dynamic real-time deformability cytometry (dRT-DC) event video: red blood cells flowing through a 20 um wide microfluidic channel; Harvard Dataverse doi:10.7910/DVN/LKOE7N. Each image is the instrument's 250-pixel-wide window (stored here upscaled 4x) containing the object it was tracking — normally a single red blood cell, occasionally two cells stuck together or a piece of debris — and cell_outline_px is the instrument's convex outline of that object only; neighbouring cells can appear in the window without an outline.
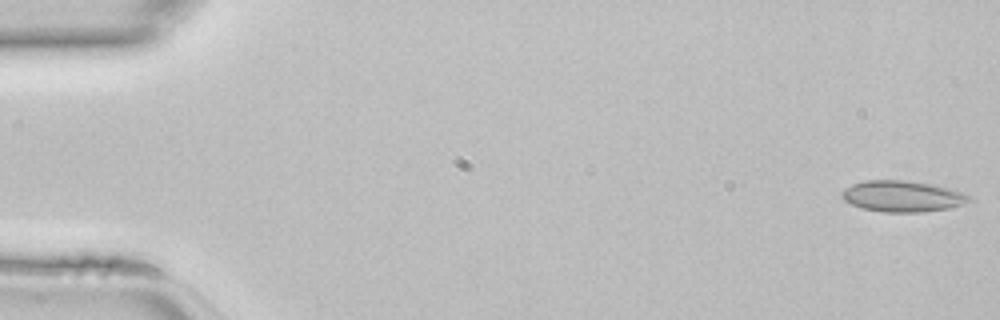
{"species": "common noctule bat (a hibernating species)", "species_latin": "Nyctalus noctula", "temperature_condition": "room temperature", "stored_images_in_passage": 46, "segment_of_instrument_passage": [1, 2], "camera_frame_rate_fps": 3000, "um_per_image_px": 0.085, "animal": {"sex": "female", "body_mass_g": 22.7, "forearm_length_mm": 54.2}, "frame": {"image": 1, "passage_image": 1, "time_ms": 0.0, "image_size_px": [1000, 320], "cell_outline_px": [[972, 200], [948, 208], [920, 212], [880, 212], [860, 208], [844, 200], [840, 196], [840, 192], [844, 188], [852, 184], [864, 180], [908, 180], [936, 184], [964, 192]], "centroid_in_image_um": [76.66, 16.67], "position_along_channel_um": 8.3, "area_um2": 23.35}}
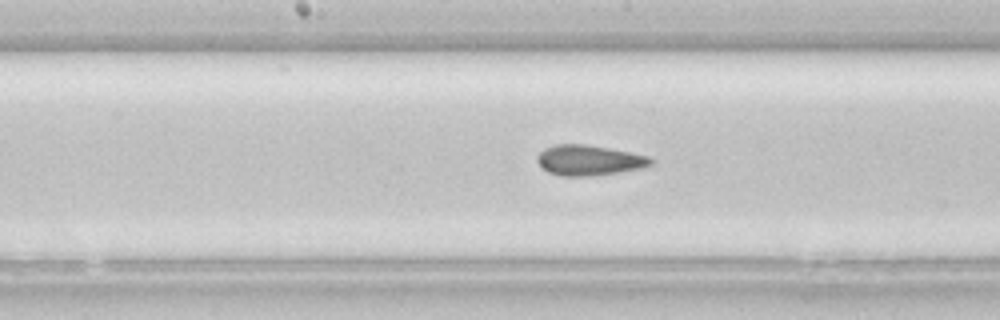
{"frame": {"image": 2, "passage_image": 23, "time_ms": 7.333, "image_size_px": [1000, 320], "cell_outline_px": [[656, 160], [652, 164], [640, 168], [616, 172], [588, 176], [560, 176], [548, 172], [540, 168], [536, 160], [536, 156], [544, 148], [556, 144], [584, 144], [632, 152], [648, 156]], "centroid_in_image_um": [50.03, 13.61], "position_along_channel_um": 198.2, "area_um2": 20.17}}
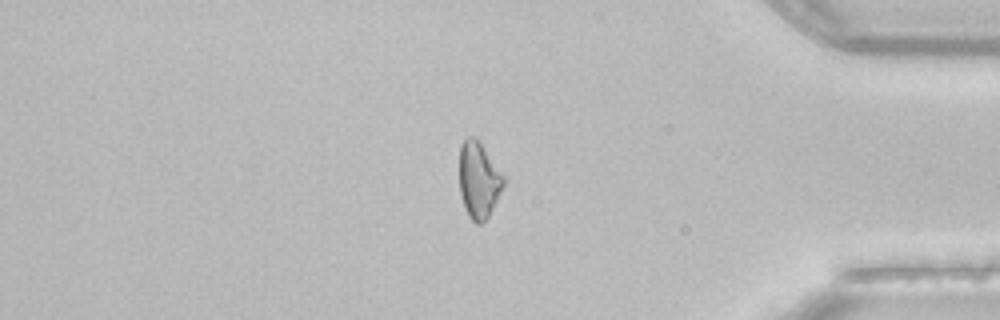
{"frame": {"image": 3, "passage_image": 38, "time_ms": 12.333, "image_size_px": [1000, 320], "cell_outline_px": [[504, 184], [488, 216], [480, 224], [476, 224], [468, 216], [464, 208], [460, 192], [460, 144], [468, 136], [472, 136], [480, 144], [504, 176]], "centroid_in_image_um": [40.66, 15.33], "position_along_channel_um": 394.5, "area_um2": 19.07}}